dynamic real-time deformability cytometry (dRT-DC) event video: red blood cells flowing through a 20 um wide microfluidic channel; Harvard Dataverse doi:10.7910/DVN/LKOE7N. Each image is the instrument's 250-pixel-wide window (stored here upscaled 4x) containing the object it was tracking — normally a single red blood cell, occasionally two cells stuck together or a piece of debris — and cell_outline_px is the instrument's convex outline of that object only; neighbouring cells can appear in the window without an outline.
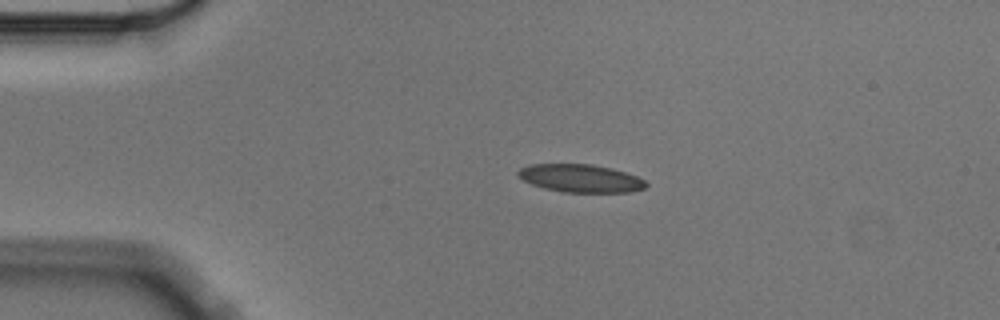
{"species": "Egyptian fruit bat (a non-hibernating species)", "species_latin": "Rousettus aegyptiacus", "temperature_condition": "cold", "stored_images_in_passage": 3, "camera_frame_rate_fps": 3000, "um_per_image_px": 0.085, "animal": {"sex": "male"}, "frame": {"image": 1, "passage_image": 2, "time_ms": 0.333, "image_size_px": [1000, 320], "cell_outline_px": [[648, 184], [644, 188], [628, 192], [564, 192], [544, 188], [532, 184], [524, 180], [516, 172], [520, 168], [528, 164], [592, 164], [612, 168], [636, 176], [644, 180]], "centroid_in_image_um": [49.33, 15.15], "position_along_channel_um": 35.7, "area_um2": 20.69}}